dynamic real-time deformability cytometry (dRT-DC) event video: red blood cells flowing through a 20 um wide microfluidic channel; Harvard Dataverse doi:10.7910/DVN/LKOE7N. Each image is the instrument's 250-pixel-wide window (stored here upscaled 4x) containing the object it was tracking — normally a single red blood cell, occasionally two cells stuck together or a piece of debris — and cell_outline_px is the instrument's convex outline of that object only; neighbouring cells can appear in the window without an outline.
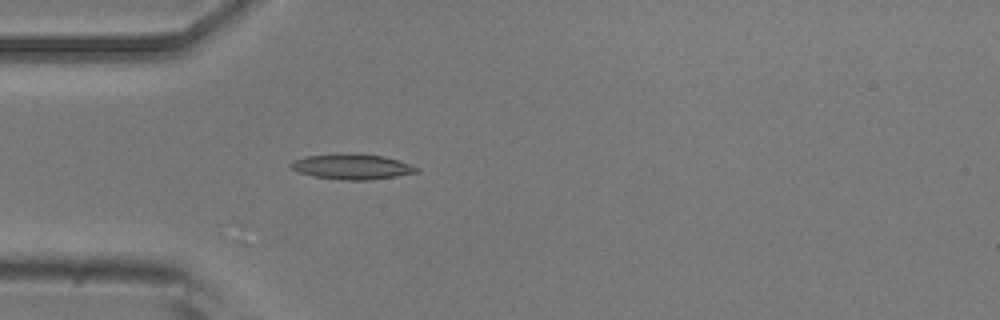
{"species": "common noctule bat (a hibernating species)", "species_latin": "Nyctalus noctula", "temperature_condition": "room temperature", "stored_images_in_passage": 4, "camera_frame_rate_fps": 3000, "um_per_image_px": 0.085, "animal": {"sex": "male", "body_mass_g": 20.5, "forearm_length_mm": 52.5}, "frame": {"image": 1, "passage_image": 4, "time_ms": 3.333, "image_size_px": [1000, 320], "cell_outline_px": [[420, 168], [416, 172], [396, 176], [368, 180], [348, 180], [312, 176], [288, 168], [288, 164], [292, 160], [308, 156], [384, 156], [412, 164]], "centroid_in_image_um": [29.92, 14.21], "position_along_channel_um": 55.1, "area_um2": 17.63}}